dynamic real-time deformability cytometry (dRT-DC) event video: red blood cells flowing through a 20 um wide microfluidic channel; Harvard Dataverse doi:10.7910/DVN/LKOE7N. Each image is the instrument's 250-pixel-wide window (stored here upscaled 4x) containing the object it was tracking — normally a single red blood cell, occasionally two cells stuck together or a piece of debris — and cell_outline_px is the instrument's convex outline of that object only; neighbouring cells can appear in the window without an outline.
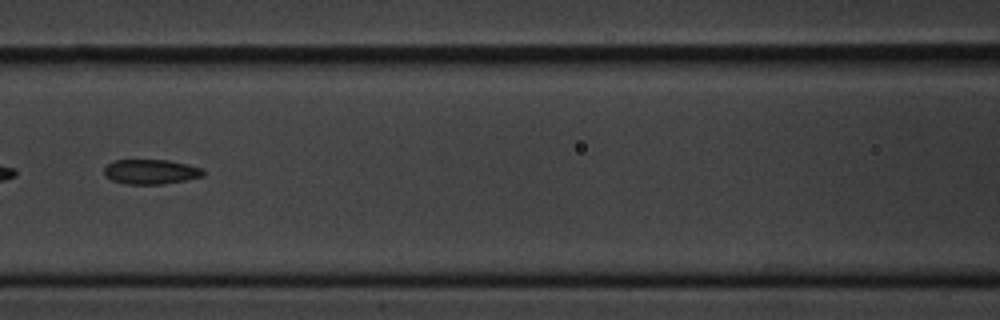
{"species": "common noctule bat (a hibernating species)", "species_latin": "Nyctalus noctula", "temperature_condition": "cold", "stored_images_in_passage": 8, "segment_of_instrument_passage": [2, 2], "camera_frame_rate_fps": 3000, "um_per_image_px": 0.085, "animal": {"sex": "male", "body_mass_g": 20.1, "forearm_length_mm": 53.5}, "frame": {"image": 1, "passage_image": 7, "time_ms": 7.0, "image_size_px": [1000, 320], "cell_outline_px": [[204, 176], [184, 180], [160, 184], [128, 184], [112, 180], [104, 176], [104, 168], [108, 164], [116, 160], [168, 160], [200, 168], [204, 172]], "centroid_in_image_um": [12.78, 14.6], "position_along_channel_um": 153.8, "area_um2": 14.05}}
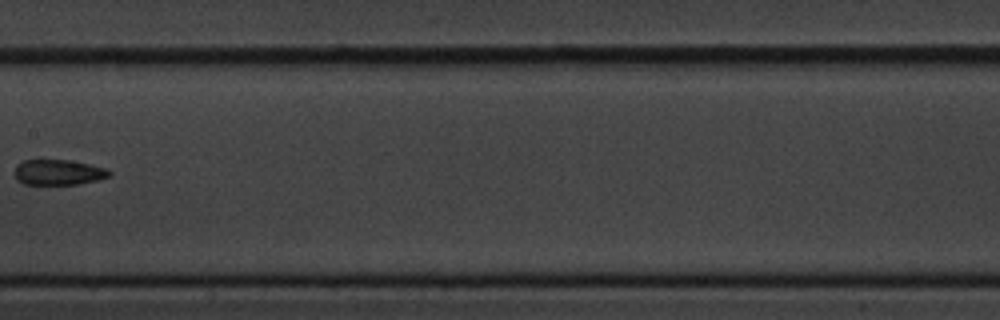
{"frame": {"image": 2, "passage_image": 8, "time_ms": 8.333, "image_size_px": [1000, 320], "cell_outline_px": [[112, 176], [96, 180], [76, 184], [24, 184], [16, 180], [16, 164], [24, 160], [72, 160], [108, 168], [112, 172]], "centroid_in_image_um": [5.01, 14.63], "position_along_channel_um": 202.4, "area_um2": 14.1}}